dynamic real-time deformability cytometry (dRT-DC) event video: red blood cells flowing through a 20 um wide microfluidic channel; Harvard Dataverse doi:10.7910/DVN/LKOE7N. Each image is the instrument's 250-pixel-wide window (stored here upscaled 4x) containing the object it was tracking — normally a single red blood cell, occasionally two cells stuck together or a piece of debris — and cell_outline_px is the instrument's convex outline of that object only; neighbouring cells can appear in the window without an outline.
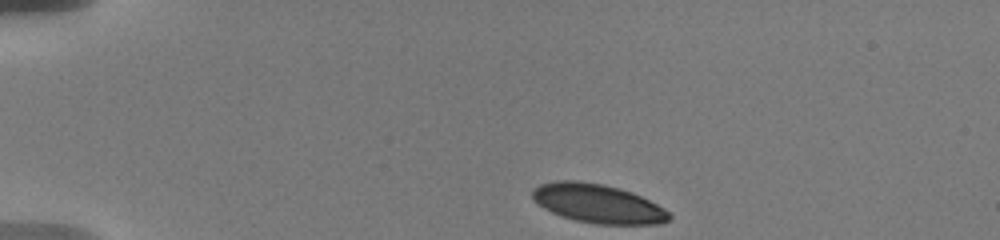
{"species": "human", "species_latin": "Homo sapiens", "temperature_condition": "warm", "stored_images_in_passage": 27, "camera_frame_rate_fps": 3000, "um_per_image_px": 0.085, "donor": {"sex": "male"}, "frame": {"image": 1, "passage_image": 1, "time_ms": 0.0, "image_size_px": [1000, 240], "cell_outline_px": [[672, 216], [668, 220], [660, 224], [596, 224], [576, 220], [560, 216], [544, 208], [532, 196], [532, 188], [540, 184], [556, 180], [580, 180], [604, 184], [620, 188], [632, 192], [664, 208]], "centroid_in_image_um": [50.81, 17.29], "position_along_channel_um": 34.2, "area_um2": 30.98}}
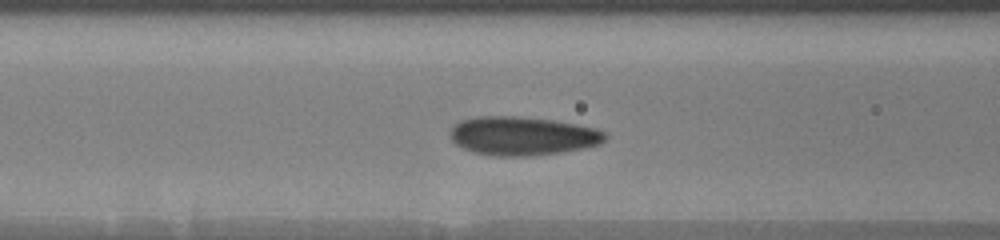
{"frame": {"image": 2, "passage_image": 17, "time_ms": 4.333, "image_size_px": [1000, 240], "cell_outline_px": [[608, 136], [600, 144], [584, 148], [560, 152], [532, 156], [496, 156], [472, 152], [460, 148], [448, 136], [448, 132], [460, 120], [476, 116], [516, 116], [552, 120], [596, 128], [604, 132]], "centroid_in_image_um": [44.36, 11.56], "position_along_channel_um": 122.2, "area_um2": 35.14}}
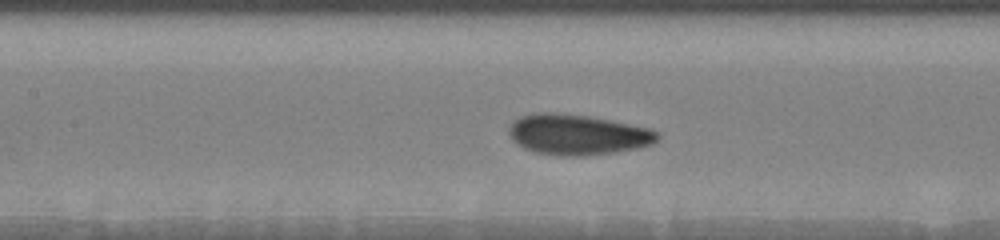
{"frame": {"image": 3, "passage_image": 22, "time_ms": 5.333, "image_size_px": [1000, 240], "cell_outline_px": [[660, 136], [652, 144], [636, 148], [616, 152], [584, 156], [560, 156], [536, 152], [524, 148], [516, 144], [512, 140], [508, 132], [508, 128], [512, 120], [520, 116], [532, 112], [560, 112], [588, 116], [648, 128], [660, 132]], "centroid_in_image_um": [49.03, 11.43], "position_along_channel_um": 158.4, "area_um2": 35.32}}